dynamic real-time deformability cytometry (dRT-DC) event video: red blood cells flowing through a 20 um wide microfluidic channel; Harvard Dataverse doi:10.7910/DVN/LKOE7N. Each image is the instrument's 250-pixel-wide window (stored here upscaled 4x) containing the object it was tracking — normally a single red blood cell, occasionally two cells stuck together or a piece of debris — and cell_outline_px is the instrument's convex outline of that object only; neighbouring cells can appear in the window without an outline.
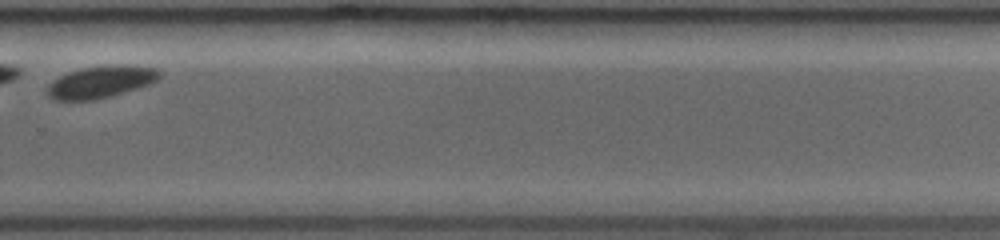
{"species": "common noctule bat (a hibernating species)", "species_latin": "Nyctalus noctula", "temperature_condition": "room temperature", "stored_images_in_passage": 12, "camera_frame_rate_fps": 3000, "um_per_image_px": 0.085, "animal": {"sex": "female", "body_mass_g": 19.0, "forearm_length_mm": 53.3}, "frame": {"image": 1, "passage_image": 10, "time_ms": 6.667, "image_size_px": [1000, 240], "cell_outline_px": [[160, 76], [152, 84], [112, 96], [96, 100], [52, 100], [48, 96], [48, 84], [52, 80], [68, 72], [80, 68], [112, 64], [124, 64], [156, 68], [160, 72]], "centroid_in_image_um": [8.57, 6.96], "position_along_channel_um": 321.2, "area_um2": 21.27}}